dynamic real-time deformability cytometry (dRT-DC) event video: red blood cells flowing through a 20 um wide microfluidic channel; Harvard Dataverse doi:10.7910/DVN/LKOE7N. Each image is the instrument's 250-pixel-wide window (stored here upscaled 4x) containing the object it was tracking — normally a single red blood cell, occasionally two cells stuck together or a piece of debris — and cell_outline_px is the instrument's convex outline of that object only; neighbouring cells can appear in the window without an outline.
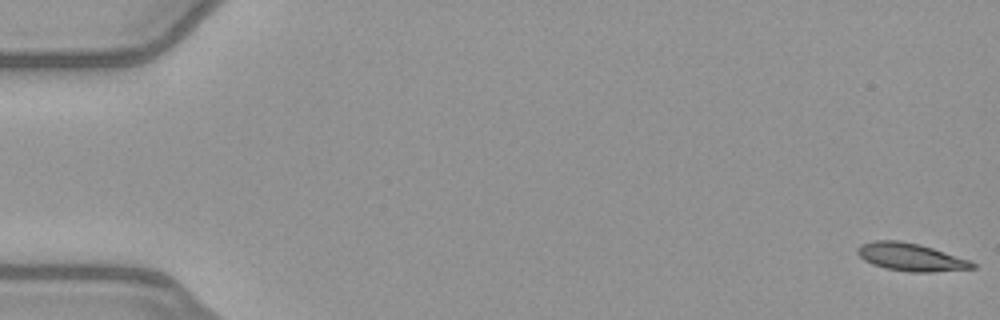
{"species": "common noctule bat (a hibernating species)", "species_latin": "Nyctalus noctula", "temperature_condition": "warm", "stored_images_in_passage": 50, "camera_frame_rate_fps": 3000, "um_per_image_px": 0.085, "animal": {"sex": "female", "body_mass_g": 21.9}, "frame": {"image": 1, "passage_image": 1, "time_ms": 0.0, "image_size_px": [1000, 320], "cell_outline_px": [[976, 268], [932, 272], [908, 272], [884, 268], [872, 264], [864, 260], [856, 252], [856, 248], [860, 244], [876, 240], [900, 240], [920, 244], [972, 260], [976, 264]], "centroid_in_image_um": [77.43, 21.85], "position_along_channel_um": 7.6, "area_um2": 18.9}}
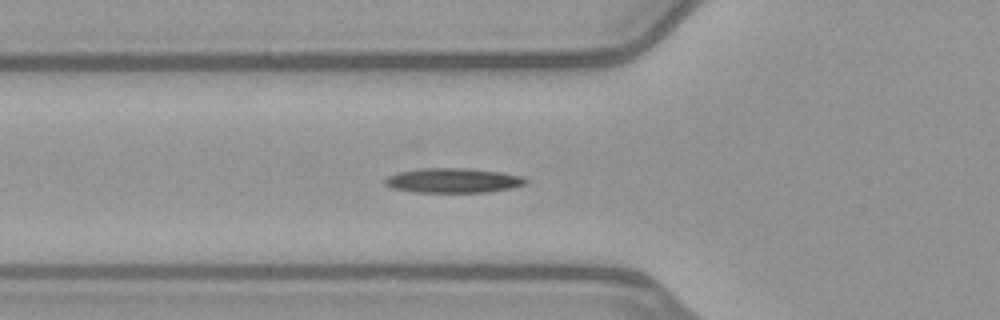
{"frame": {"image": 2, "passage_image": 19, "time_ms": 6.0, "image_size_px": [1000, 320], "cell_outline_px": [[528, 180], [524, 184], [512, 188], [488, 192], [412, 192], [392, 188], [384, 184], [384, 180], [388, 176], [400, 172], [420, 168], [472, 168], [500, 172], [524, 176]], "centroid_in_image_um": [38.53, 15.34], "position_along_channel_um": 87.3, "area_um2": 20.35}}
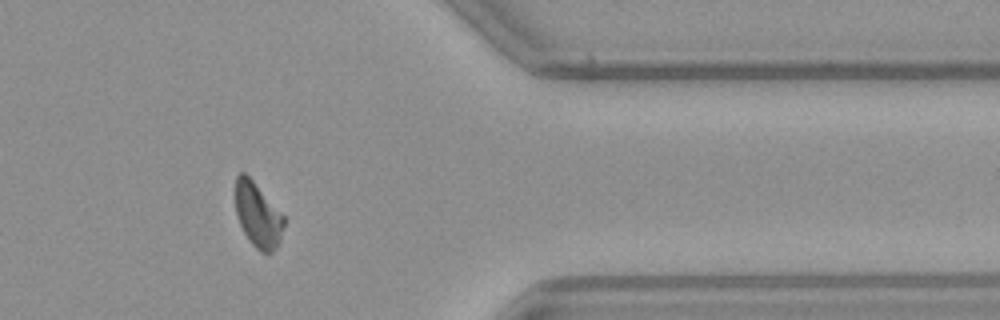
{"frame": {"image": 3, "passage_image": 43, "time_ms": 14.0, "image_size_px": [1000, 320], "cell_outline_px": [[284, 224], [280, 244], [272, 252], [260, 252], [248, 240], [236, 216], [236, 176], [240, 172], [244, 172], [252, 180], [284, 216]], "centroid_in_image_um": [21.92, 18.31], "position_along_channel_um": 389.5, "area_um2": 18.09}}